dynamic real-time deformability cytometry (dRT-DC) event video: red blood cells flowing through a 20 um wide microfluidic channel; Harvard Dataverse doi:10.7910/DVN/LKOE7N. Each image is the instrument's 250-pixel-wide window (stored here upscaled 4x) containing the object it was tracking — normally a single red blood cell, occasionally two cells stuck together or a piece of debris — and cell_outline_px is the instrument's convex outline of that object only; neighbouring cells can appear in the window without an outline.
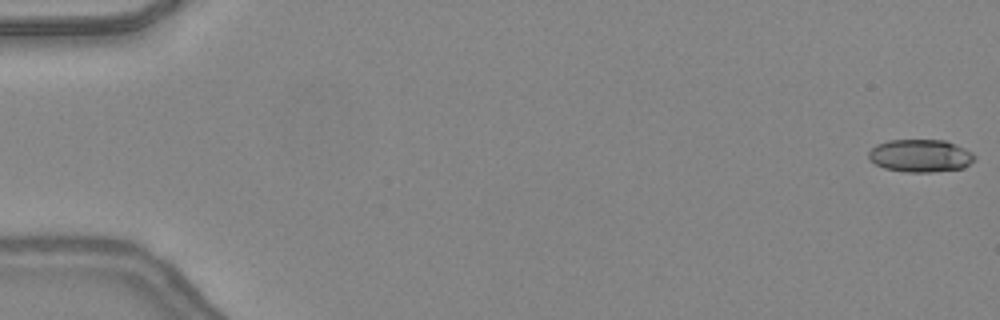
{"species": "common noctule bat (a hibernating species)", "species_latin": "Nyctalus noctula", "temperature_condition": "warm", "stored_images_in_passage": 48, "camera_frame_rate_fps": 3000, "um_per_image_px": 0.085, "animal": {"sex": "female", "body_mass_g": 24.6, "forearm_length_mm": 56.2}, "frame": {"image": 1, "passage_image": 1, "time_ms": 0.0, "image_size_px": [1000, 320], "cell_outline_px": [[976, 160], [964, 168], [932, 172], [908, 172], [884, 168], [868, 160], [868, 152], [876, 144], [888, 140], [944, 140], [964, 148], [972, 152], [976, 156]], "centroid_in_image_um": [78.24, 13.24], "position_along_channel_um": 6.8, "area_um2": 20.35}}
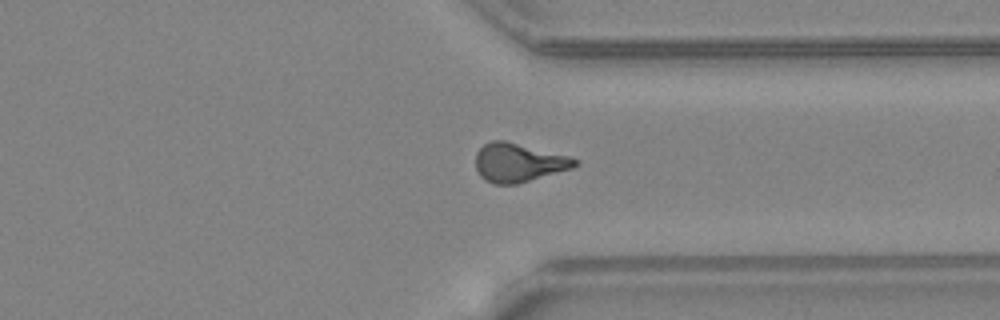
{"frame": {"image": 2, "passage_image": 37, "time_ms": 12.0, "image_size_px": [1000, 320], "cell_outline_px": [[580, 164], [572, 168], [516, 184], [496, 184], [480, 176], [476, 168], [476, 152], [484, 144], [492, 140], [504, 140], [568, 156], [580, 160]], "centroid_in_image_um": [44.08, 13.81], "position_along_channel_um": 367.3, "area_um2": 22.14}}
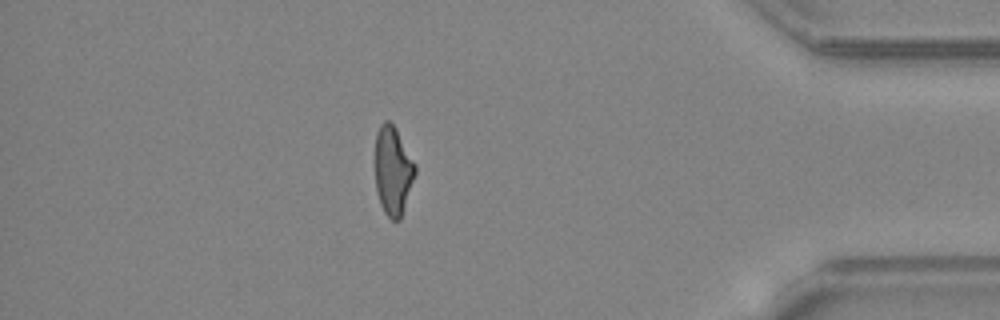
{"frame": {"image": 3, "passage_image": 42, "time_ms": 13.667, "image_size_px": [1000, 320], "cell_outline_px": [[416, 172], [400, 220], [392, 220], [384, 212], [380, 204], [376, 192], [376, 132], [380, 124], [384, 120], [388, 120], [396, 128], [416, 164]], "centroid_in_image_um": [33.4, 14.49], "position_along_channel_um": 401.8, "area_um2": 20.63}, "authors_computed_cell_mechanics": {"area_um2": 21.3282, "velocity_mm_per_s": 4.4064, "shape_relaxation_time_tau1_ms": null, "shape_relaxation_time_tau2_ms": 2.0875, "deformation_change_tau1": null, "deformation_change_tau2": 0.1046}}